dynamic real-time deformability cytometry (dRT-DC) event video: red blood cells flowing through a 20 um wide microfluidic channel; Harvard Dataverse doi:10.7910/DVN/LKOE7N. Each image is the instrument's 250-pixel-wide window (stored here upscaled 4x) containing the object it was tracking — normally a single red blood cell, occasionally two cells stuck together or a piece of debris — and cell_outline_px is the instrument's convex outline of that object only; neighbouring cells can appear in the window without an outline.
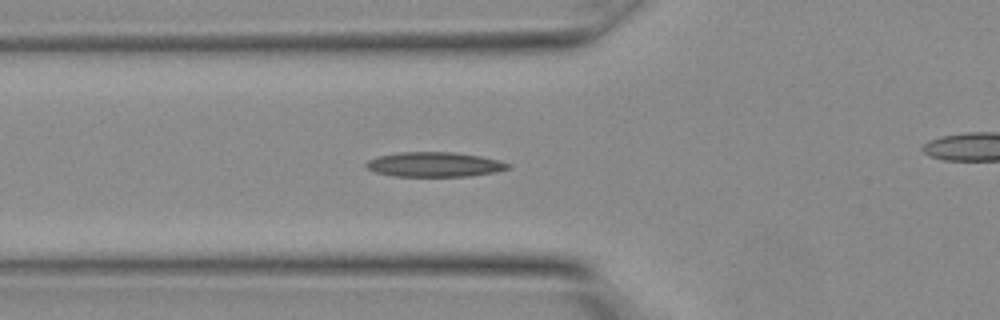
{"species": "Egyptian fruit bat (a non-hibernating species)", "species_latin": "Rousettus aegyptiacus", "temperature_condition": "warm", "stored_images_in_passage": 12, "camera_frame_rate_fps": 3000, "um_per_image_px": 0.085, "animal": {"sex": "female"}, "frame": {"image": 1, "passage_image": 10, "time_ms": 3.0, "image_size_px": [1000, 320], "cell_outline_px": [[512, 168], [492, 172], [468, 176], [392, 176], [376, 172], [368, 168], [364, 164], [368, 160], [376, 156], [400, 152], [452, 152], [480, 156], [500, 160], [512, 164]], "centroid_in_image_um": [36.93, 13.97], "position_along_channel_um": 88.9, "area_um2": 20.46}}
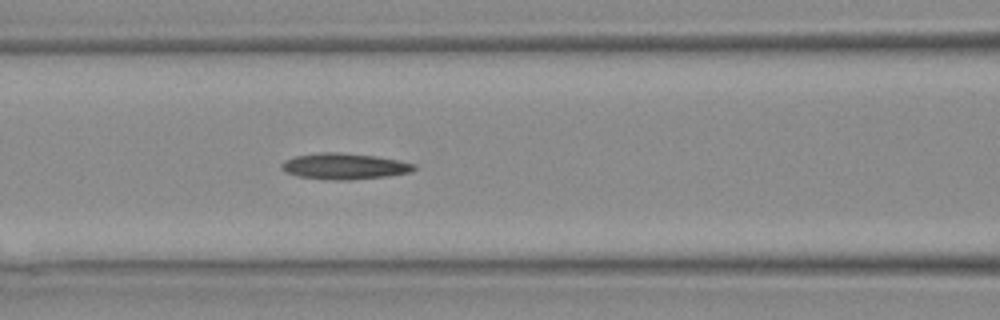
{"frame": {"image": 2, "passage_image": 12, "time_ms": 3.667, "image_size_px": [1000, 320], "cell_outline_px": [[416, 168], [412, 172], [388, 176], [352, 180], [332, 180], [300, 176], [284, 172], [280, 168], [280, 164], [284, 160], [296, 156], [324, 152], [336, 152], [376, 156], [416, 164]], "centroid_in_image_um": [29.27, 14.14], "position_along_channel_um": 137.3, "area_um2": 20.11}}